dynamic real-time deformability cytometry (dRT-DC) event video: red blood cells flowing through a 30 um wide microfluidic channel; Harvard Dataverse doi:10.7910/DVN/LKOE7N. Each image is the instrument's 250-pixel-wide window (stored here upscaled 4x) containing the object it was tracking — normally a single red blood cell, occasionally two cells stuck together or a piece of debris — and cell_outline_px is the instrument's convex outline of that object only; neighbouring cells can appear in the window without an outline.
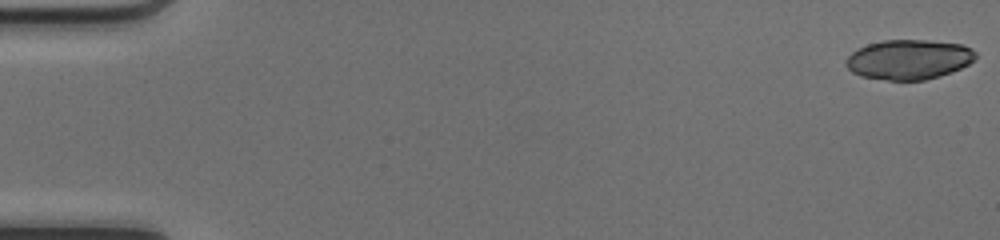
{"species": "common noctule bat (a hibernating species)", "species_latin": "Nyctalus noctula", "temperature_condition": "cold", "stored_images_in_passage": 50, "camera_frame_rate_fps": 3000, "um_per_image_px": 0.085, "animal": {"sex": "female", "body_mass_g": 17.0, "forearm_length_mm": 48.0}, "frame": {"image": 1, "passage_image": 1, "time_ms": 0.0, "image_size_px": [1000, 240], "cell_outline_px": [[976, 56], [968, 64], [952, 72], [940, 76], [924, 80], [888, 80], [860, 76], [852, 72], [844, 64], [844, 60], [856, 48], [868, 44], [884, 40], [928, 40], [964, 44], [972, 48], [976, 52]], "centroid_in_image_um": [77.23, 5.05], "position_along_channel_um": 7.8, "area_um2": 30.29}}